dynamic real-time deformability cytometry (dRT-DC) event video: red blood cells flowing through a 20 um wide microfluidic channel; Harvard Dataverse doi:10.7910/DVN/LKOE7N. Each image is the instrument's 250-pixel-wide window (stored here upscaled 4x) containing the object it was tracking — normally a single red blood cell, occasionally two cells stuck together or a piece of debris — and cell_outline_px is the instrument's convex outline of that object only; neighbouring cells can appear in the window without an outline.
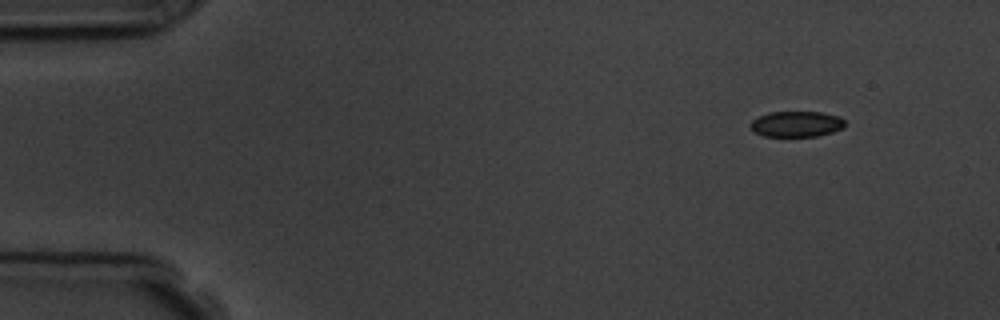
{"species": "common noctule bat (a hibernating species)", "species_latin": "Nyctalus noctula", "temperature_condition": "room temperature", "stored_images_in_passage": 4, "camera_frame_rate_fps": 3000, "um_per_image_px": 0.085, "animal": {"sex": "male", "body_mass_g": 19.5, "forearm_length_mm": 54.6}, "frame": {"image": 1, "passage_image": 1, "time_ms": 0.0, "image_size_px": [1000, 320], "cell_outline_px": [[844, 128], [832, 132], [816, 136], [764, 136], [756, 132], [748, 124], [752, 120], [768, 112], [820, 112], [840, 116], [844, 120]], "centroid_in_image_um": [67.71, 10.53], "position_along_channel_um": 17.3, "area_um2": 14.1}}